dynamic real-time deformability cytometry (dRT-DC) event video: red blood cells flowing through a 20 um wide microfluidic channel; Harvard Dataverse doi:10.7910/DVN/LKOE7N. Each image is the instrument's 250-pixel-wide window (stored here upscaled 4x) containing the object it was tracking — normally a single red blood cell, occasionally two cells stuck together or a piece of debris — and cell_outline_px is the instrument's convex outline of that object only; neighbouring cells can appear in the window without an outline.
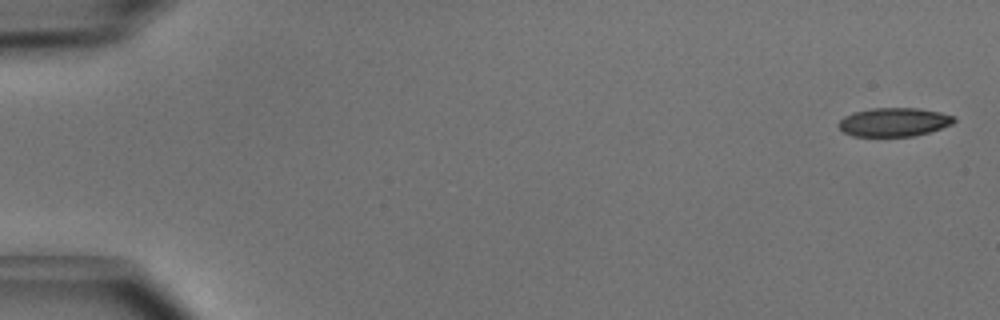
{"species": "common noctule bat (a hibernating species)", "species_latin": "Nyctalus noctula", "temperature_condition": "cold", "stored_images_in_passage": 4, "camera_frame_rate_fps": 3000, "um_per_image_px": 0.085, "animal": {"sex": "male", "body_mass_g": 15.6}, "frame": {"image": 1, "passage_image": 1, "time_ms": 0.0, "image_size_px": [1000, 320], "cell_outline_px": [[956, 120], [952, 124], [928, 132], [912, 136], [852, 136], [844, 132], [836, 124], [844, 116], [852, 112], [872, 108], [920, 108], [940, 112], [956, 116]], "centroid_in_image_um": [75.97, 10.37], "position_along_channel_um": 9.0, "area_um2": 19.36}}
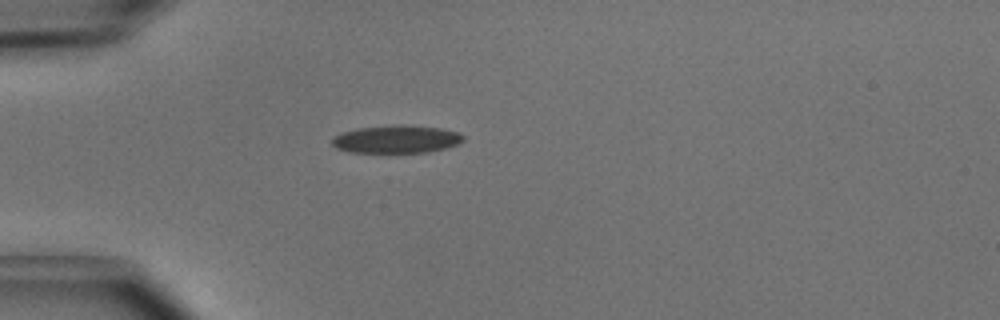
{"frame": {"image": 2, "passage_image": 4, "time_ms": 1.0, "image_size_px": [1000, 320], "cell_outline_px": [[464, 140], [460, 144], [428, 152], [348, 152], [336, 148], [332, 144], [332, 140], [336, 136], [344, 132], [356, 128], [440, 128], [456, 132], [464, 136]], "centroid_in_image_um": [33.7, 11.89], "position_along_channel_um": 51.3, "area_um2": 19.94}}